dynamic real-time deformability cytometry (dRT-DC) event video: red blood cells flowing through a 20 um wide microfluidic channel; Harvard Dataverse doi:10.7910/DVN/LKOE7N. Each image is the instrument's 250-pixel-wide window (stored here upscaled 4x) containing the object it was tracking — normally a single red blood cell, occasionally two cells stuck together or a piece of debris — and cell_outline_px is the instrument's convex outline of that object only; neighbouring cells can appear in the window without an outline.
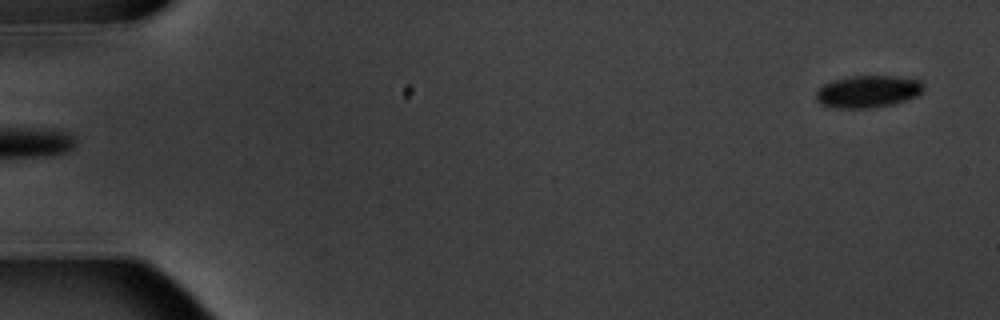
{"species": "common noctule bat (a hibernating species)", "species_latin": "Nyctalus noctula", "temperature_condition": "warm", "stored_images_in_passage": 3, "segment_of_instrument_passage": [2, 2], "camera_frame_rate_fps": 3000, "um_per_image_px": 0.085, "animal": {"sex": "male", "body_mass_g": 20.1, "forearm_length_mm": 53.5}, "frame": {"image": 1, "passage_image": 3, "time_ms": 2.333, "image_size_px": [1000, 320], "cell_outline_px": [[924, 88], [916, 96], [892, 104], [872, 108], [836, 108], [820, 104], [816, 100], [816, 92], [824, 84], [832, 80], [848, 76], [896, 76], [920, 80], [924, 84]], "centroid_in_image_um": [73.75, 7.77], "position_along_channel_um": 11.3, "area_um2": 20.17}}